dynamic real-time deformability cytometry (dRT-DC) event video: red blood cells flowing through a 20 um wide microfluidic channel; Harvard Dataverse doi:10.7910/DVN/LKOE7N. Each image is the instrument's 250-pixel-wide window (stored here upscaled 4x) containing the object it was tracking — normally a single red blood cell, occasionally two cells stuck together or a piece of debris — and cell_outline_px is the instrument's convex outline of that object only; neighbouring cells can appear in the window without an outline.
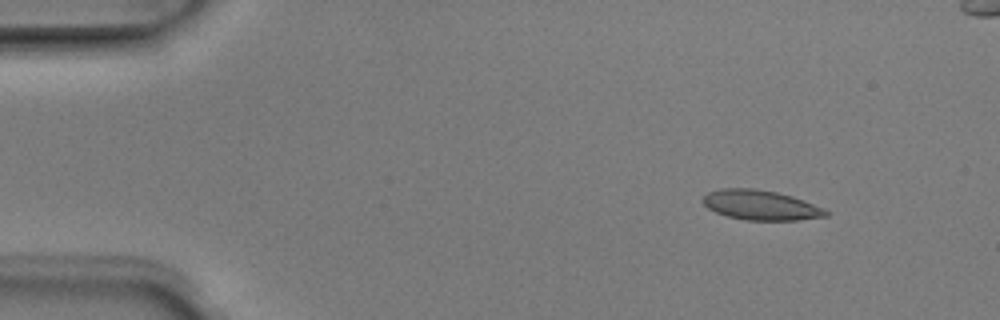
{"species": "Egyptian fruit bat (a non-hibernating species)", "species_latin": "Rousettus aegyptiacus", "temperature_condition": "room temperature", "stored_images_in_passage": 4, "camera_frame_rate_fps": 3000, "um_per_image_px": 0.085, "animal": {"sex": "male"}, "frame": {"image": 1, "passage_image": 1, "time_ms": 0.0, "image_size_px": [1000, 320], "cell_outline_px": [[832, 212], [828, 216], [796, 220], [744, 220], [728, 216], [716, 212], [708, 208], [700, 200], [708, 192], [720, 188], [752, 188], [776, 192], [792, 196], [804, 200], [824, 208]], "centroid_in_image_um": [64.67, 17.43], "position_along_channel_um": 20.3, "area_um2": 21.5}}